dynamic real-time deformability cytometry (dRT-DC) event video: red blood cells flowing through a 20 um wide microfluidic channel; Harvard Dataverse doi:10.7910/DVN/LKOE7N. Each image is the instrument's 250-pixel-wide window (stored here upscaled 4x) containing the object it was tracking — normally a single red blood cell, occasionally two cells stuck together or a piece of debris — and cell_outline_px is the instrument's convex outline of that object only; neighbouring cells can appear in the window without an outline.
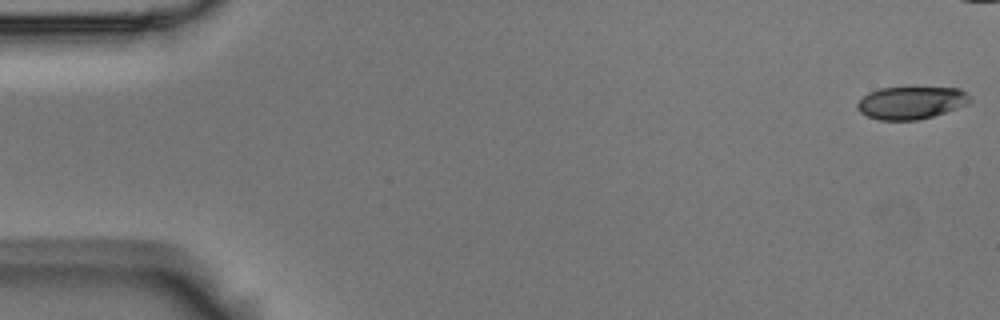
{"species": "Egyptian fruit bat (a non-hibernating species)", "species_latin": "Rousettus aegyptiacus", "temperature_condition": "room temperature", "stored_images_in_passage": 7, "camera_frame_rate_fps": 3000, "um_per_image_px": 0.085, "animal": {"sex": "male"}, "frame": {"image": 1, "passage_image": 1, "time_ms": 0.0, "image_size_px": [1000, 320], "cell_outline_px": [[972, 100], [968, 104], [932, 116], [916, 120], [876, 120], [860, 112], [856, 108], [856, 104], [868, 92], [880, 88], [912, 84], [960, 88], [972, 96]], "centroid_in_image_um": [77.47, 8.66], "position_along_channel_um": 7.5, "area_um2": 22.48}}
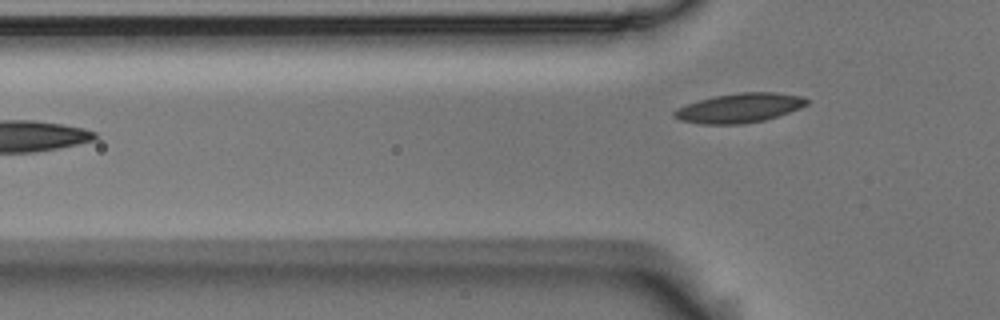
{"frame": {"image": 2, "passage_image": 7, "time_ms": 2.0, "image_size_px": [1000, 320], "cell_outline_px": [[812, 100], [808, 104], [800, 108], [764, 120], [744, 124], [704, 124], [680, 120], [672, 116], [672, 112], [676, 108], [684, 104], [712, 96], [740, 92], [776, 92], [804, 96]], "centroid_in_image_um": [62.85, 9.16], "position_along_channel_um": 62.9, "area_um2": 23.0}}